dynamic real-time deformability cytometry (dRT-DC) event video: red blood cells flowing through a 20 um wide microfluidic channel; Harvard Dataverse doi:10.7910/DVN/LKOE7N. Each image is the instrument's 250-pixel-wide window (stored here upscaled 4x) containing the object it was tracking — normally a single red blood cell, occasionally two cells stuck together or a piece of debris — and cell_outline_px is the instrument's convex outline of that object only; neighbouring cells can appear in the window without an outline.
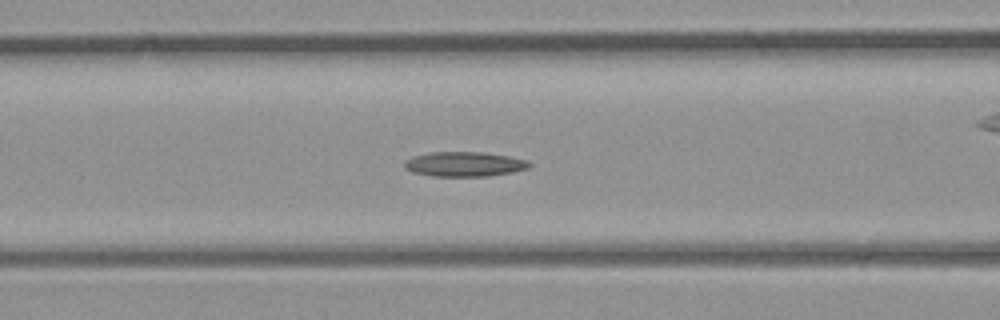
{"species": "common noctule bat (a hibernating species)", "species_latin": "Nyctalus noctula", "temperature_condition": "room temperature", "stored_images_in_passage": 39, "camera_frame_rate_fps": 3000, "um_per_image_px": 0.085, "animal": {"sex": "male", "body_mass_g": 23.1, "forearm_length_mm": 52.7}, "frame": {"image": 1, "passage_image": 16, "time_ms": 5.0, "image_size_px": [1000, 320], "cell_outline_px": [[532, 164], [528, 168], [512, 172], [488, 176], [432, 176], [412, 172], [404, 168], [404, 160], [412, 156], [432, 152], [484, 152], [508, 156], [528, 160]], "centroid_in_image_um": [39.45, 13.95], "position_along_channel_um": 127.1, "area_um2": 18.09}}
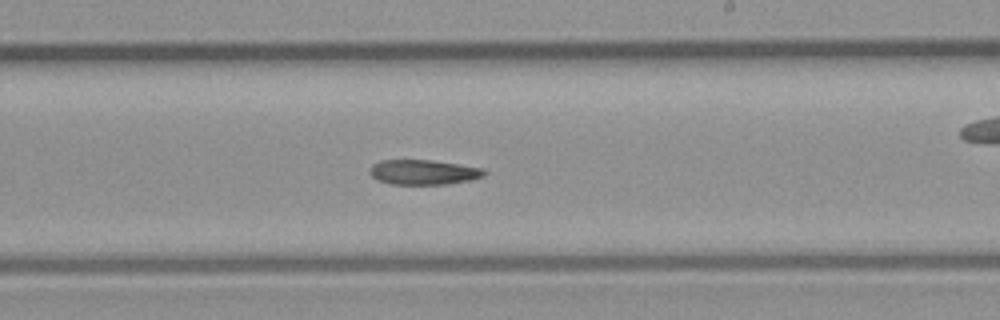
{"frame": {"image": 2, "passage_image": 23, "time_ms": 7.333, "image_size_px": [1000, 320], "cell_outline_px": [[484, 176], [472, 180], [448, 184], [392, 184], [376, 180], [368, 172], [372, 164], [380, 160], [432, 160], [484, 168]], "centroid_in_image_um": [35.97, 14.63], "position_along_channel_um": 253.0, "area_um2": 16.7}}
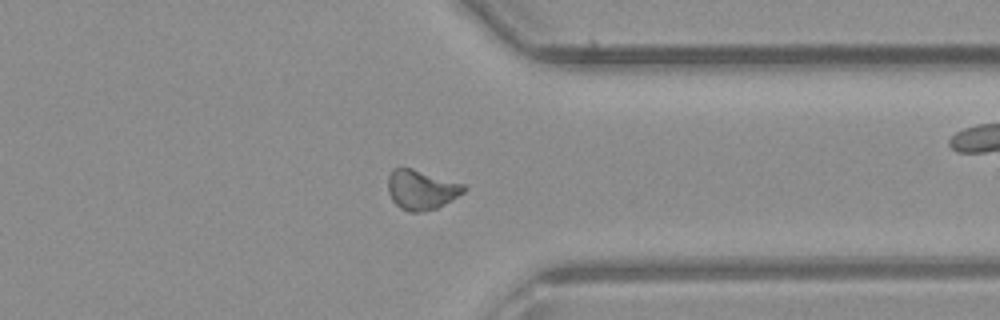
{"frame": {"image": 3, "passage_image": 30, "time_ms": 9.667, "image_size_px": [1000, 320], "cell_outline_px": [[468, 188], [464, 192], [452, 200], [436, 208], [420, 212], [408, 212], [400, 208], [392, 200], [388, 192], [388, 176], [392, 168], [412, 168], [464, 184]], "centroid_in_image_um": [35.8, 16.13], "position_along_channel_um": 375.6, "area_um2": 17.57}}